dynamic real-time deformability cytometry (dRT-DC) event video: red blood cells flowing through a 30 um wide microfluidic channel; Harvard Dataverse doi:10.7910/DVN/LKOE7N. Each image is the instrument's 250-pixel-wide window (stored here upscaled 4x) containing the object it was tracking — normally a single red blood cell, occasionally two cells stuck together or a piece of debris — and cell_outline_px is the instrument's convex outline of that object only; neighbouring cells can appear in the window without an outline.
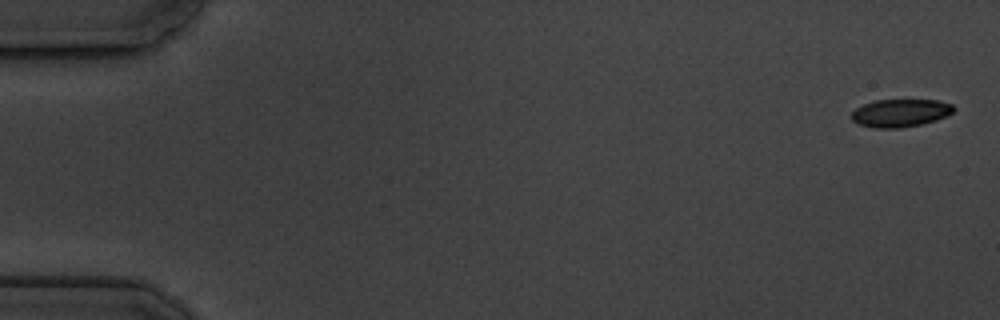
{"species": "common noctule bat (a hibernating species)", "species_latin": "Nyctalus noctula", "temperature_condition": "cold", "stored_images_in_passage": 8, "camera_frame_rate_fps": 3000, "um_per_image_px": 0.085, "animal": {"sex": "male", "body_mass_g": 19.5, "forearm_length_mm": 54.6}, "frame": {"image": 1, "passage_image": 1, "time_ms": 0.0, "image_size_px": [1000, 320], "cell_outline_px": [[956, 108], [948, 116], [936, 120], [920, 124], [900, 128], [872, 128], [856, 124], [852, 120], [852, 112], [856, 108], [864, 104], [876, 100], [936, 100], [952, 104]], "centroid_in_image_um": [76.52, 9.61], "position_along_channel_um": 8.5, "area_um2": 16.65}}
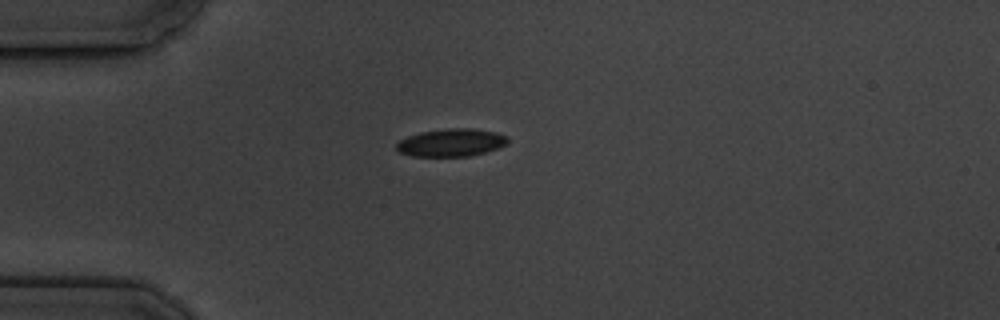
{"frame": {"image": 2, "passage_image": 5, "time_ms": 4.667, "image_size_px": [1000, 320], "cell_outline_px": [[508, 144], [484, 152], [468, 156], [412, 156], [400, 152], [396, 148], [396, 144], [400, 140], [408, 136], [420, 132], [448, 128], [472, 128], [496, 132], [508, 136]], "centroid_in_image_um": [38.36, 12.11], "position_along_channel_um": 46.6, "area_um2": 17.92}}
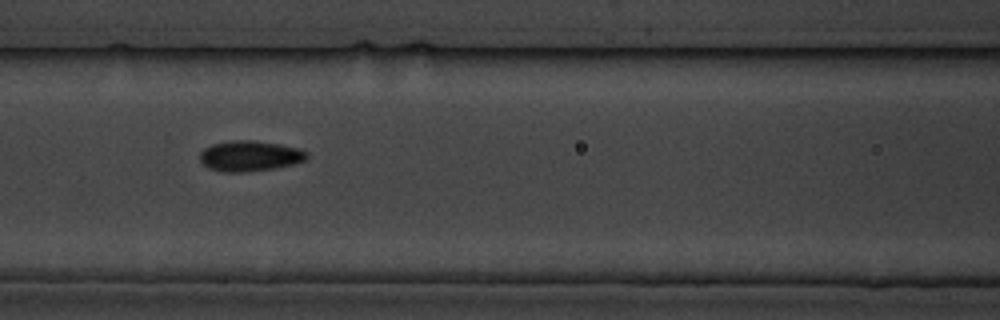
{"frame": {"image": 3, "passage_image": 8, "time_ms": 8.0, "image_size_px": [1000, 320], "cell_outline_px": [[308, 160], [296, 164], [272, 168], [240, 172], [224, 172], [208, 168], [200, 160], [200, 152], [204, 148], [212, 144], [232, 140], [256, 140], [280, 144], [300, 148], [308, 152]], "centroid_in_image_um": [21.27, 13.24], "position_along_channel_um": 145.3, "area_um2": 19.19}}